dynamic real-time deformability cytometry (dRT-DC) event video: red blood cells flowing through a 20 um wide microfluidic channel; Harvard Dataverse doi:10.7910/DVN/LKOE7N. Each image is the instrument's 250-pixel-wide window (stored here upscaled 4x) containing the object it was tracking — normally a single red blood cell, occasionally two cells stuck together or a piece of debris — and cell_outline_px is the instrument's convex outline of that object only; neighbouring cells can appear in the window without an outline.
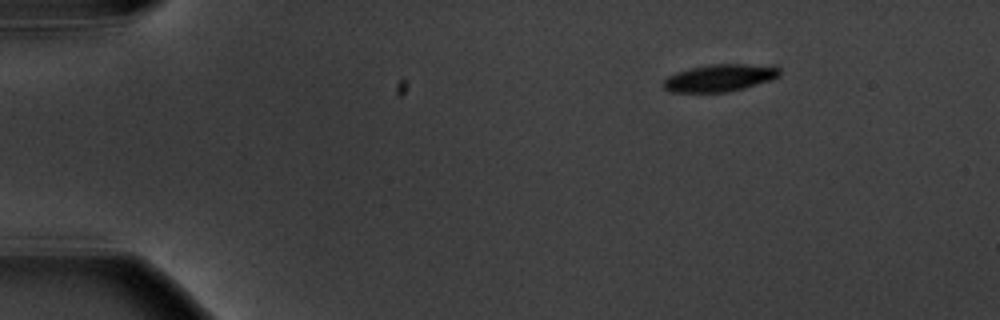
{"species": "common noctule bat (a hibernating species)", "species_latin": "Nyctalus noctula", "temperature_condition": "warm", "stored_images_in_passage": 3, "camera_frame_rate_fps": 3000, "um_per_image_px": 0.085, "animal": {"sex": "male", "body_mass_g": 20.1, "forearm_length_mm": 53.5}, "frame": {"image": 1, "passage_image": 1, "time_ms": 0.0, "image_size_px": [1000, 320], "cell_outline_px": [[780, 76], [772, 80], [744, 88], [728, 92], [672, 92], [664, 88], [660, 84], [668, 76], [676, 72], [692, 68], [712, 64], [772, 64], [780, 68]], "centroid_in_image_um": [61.23, 6.61], "position_along_channel_um": 23.8, "area_um2": 18.73}}
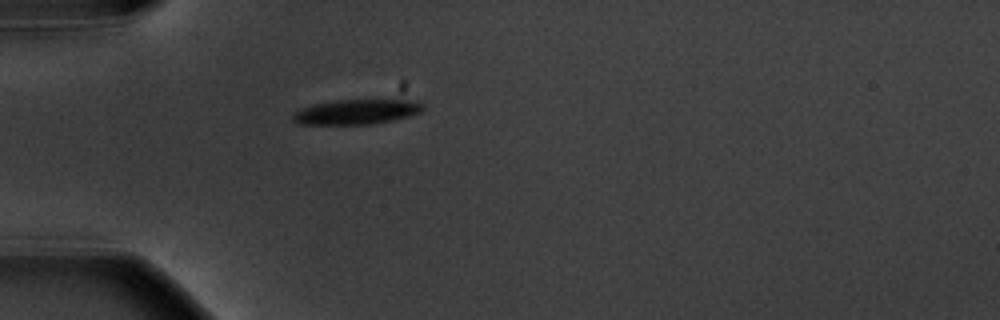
{"frame": {"image": 2, "passage_image": 3, "time_ms": 3.0, "image_size_px": [1000, 320], "cell_outline_px": [[424, 108], [420, 112], [408, 116], [392, 120], [368, 124], [300, 124], [292, 120], [292, 116], [296, 112], [304, 108], [316, 104], [336, 100], [416, 100], [424, 104]], "centroid_in_image_um": [30.35, 9.5], "position_along_channel_um": 54.7, "area_um2": 18.55}}